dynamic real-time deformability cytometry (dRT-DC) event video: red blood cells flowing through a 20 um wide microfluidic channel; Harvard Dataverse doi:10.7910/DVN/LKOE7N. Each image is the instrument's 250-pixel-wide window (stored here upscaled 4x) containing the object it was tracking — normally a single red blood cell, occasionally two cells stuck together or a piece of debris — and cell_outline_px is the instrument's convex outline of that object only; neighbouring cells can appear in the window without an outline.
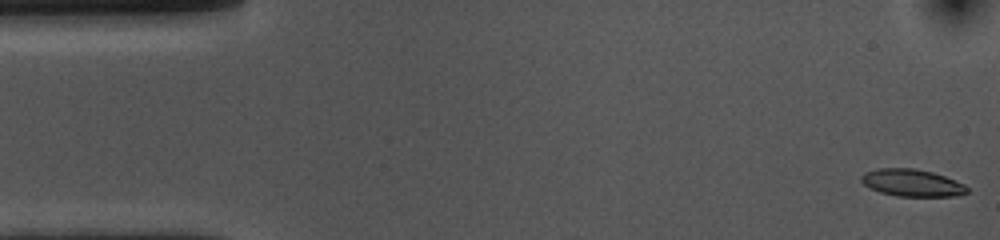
{"species": "common noctule bat (a hibernating species)", "species_latin": "Nyctalus noctula", "temperature_condition": "cold", "stored_images_in_passage": 45, "camera_frame_rate_fps": 3000, "um_per_image_px": 0.085, "animal": {"sex": "female", "body_mass_g": 10.0, "forearm_length_mm": 53.1}, "frame": {"image": 1, "passage_image": 1, "time_ms": 0.0, "image_size_px": [1000, 240], "cell_outline_px": [[968, 192], [960, 196], [896, 196], [880, 192], [864, 184], [860, 180], [860, 176], [864, 172], [876, 168], [912, 168], [932, 172], [956, 180], [964, 184], [968, 188]], "centroid_in_image_um": [77.52, 15.54], "position_along_channel_um": 7.5, "area_um2": 16.82}}